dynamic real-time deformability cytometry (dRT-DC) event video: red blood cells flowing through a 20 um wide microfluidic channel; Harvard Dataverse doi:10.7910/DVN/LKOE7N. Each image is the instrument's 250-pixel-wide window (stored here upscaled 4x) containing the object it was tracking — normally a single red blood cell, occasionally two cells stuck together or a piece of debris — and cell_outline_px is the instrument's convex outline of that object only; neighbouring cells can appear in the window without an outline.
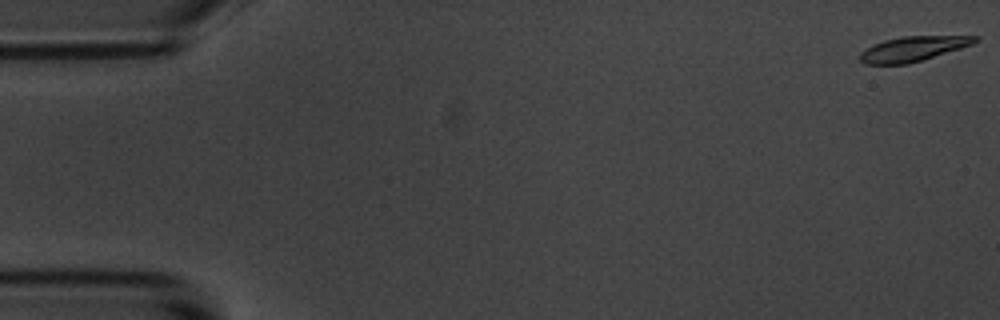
{"species": "common noctule bat (a hibernating species)", "species_latin": "Nyctalus noctula", "temperature_condition": "room temperature", "stored_images_in_passage": 6, "camera_frame_rate_fps": 3000, "um_per_image_px": 0.085, "animal": {"sex": "male", "body_mass_g": 20.1, "forearm_length_mm": 53.5}, "frame": {"image": 1, "passage_image": 1, "time_ms": 0.0, "image_size_px": [1000, 320], "cell_outline_px": [[980, 40], [972, 44], [960, 48], [908, 64], [864, 64], [860, 60], [860, 52], [884, 40], [904, 36], [980, 36]], "centroid_in_image_um": [77.62, 4.15], "position_along_channel_um": 7.4, "area_um2": 16.36}}
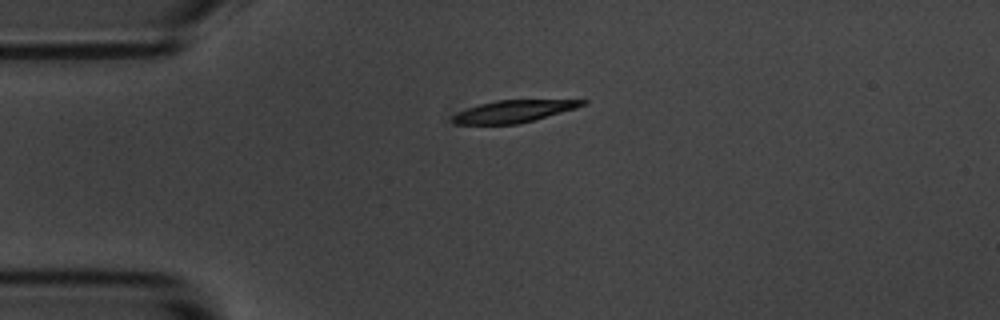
{"frame": {"image": 2, "passage_image": 4, "time_ms": 4.333, "image_size_px": [1000, 320], "cell_outline_px": [[588, 104], [576, 108], [532, 120], [516, 124], [456, 124], [452, 120], [452, 116], [468, 108], [480, 104], [496, 100], [588, 100]], "centroid_in_image_um": [43.68, 9.45], "position_along_channel_um": 41.3, "area_um2": 16.42}}